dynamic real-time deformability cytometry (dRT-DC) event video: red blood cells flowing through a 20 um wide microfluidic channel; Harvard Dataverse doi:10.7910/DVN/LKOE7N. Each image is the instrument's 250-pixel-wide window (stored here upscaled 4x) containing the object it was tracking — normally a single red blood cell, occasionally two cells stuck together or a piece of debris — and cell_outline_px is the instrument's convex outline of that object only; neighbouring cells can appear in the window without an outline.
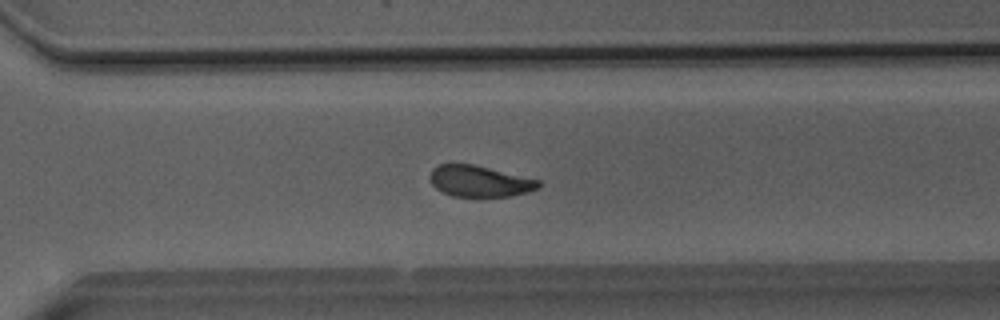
{"species": "Egyptian fruit bat (a non-hibernating species)", "species_latin": "Rousettus aegyptiacus", "temperature_condition": "room temperature", "stored_images_in_passage": 36, "camera_frame_rate_fps": 3000, "um_per_image_px": 0.085, "animal": {"sex": "male"}, "frame": {"image": 1, "passage_image": 21, "time_ms": 6.667, "image_size_px": [1000, 320], "cell_outline_px": [[540, 188], [528, 192], [512, 196], [480, 200], [476, 200], [452, 196], [440, 192], [432, 184], [428, 176], [432, 168], [440, 164], [472, 164], [540, 180]], "centroid_in_image_um": [40.74, 15.47], "position_along_channel_um": 329.9, "area_um2": 20.69}}
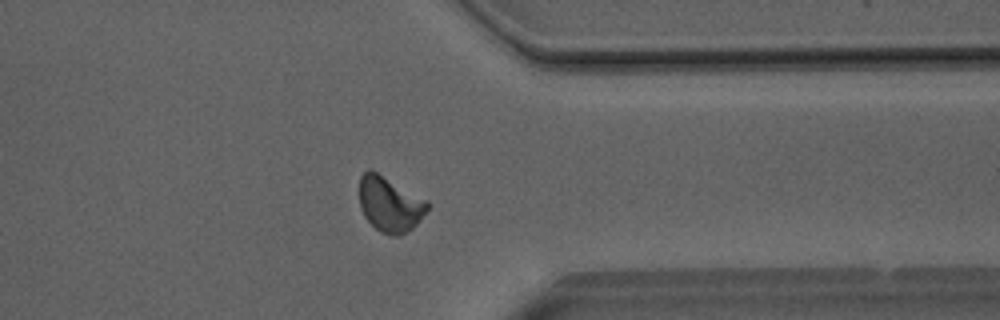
{"frame": {"image": 2, "passage_image": 25, "time_ms": 8.0, "image_size_px": [1000, 320], "cell_outline_px": [[428, 208], [416, 224], [412, 228], [396, 236], [392, 236], [380, 232], [364, 216], [360, 208], [360, 176], [368, 168], [376, 172], [428, 200]], "centroid_in_image_um": [33.12, 17.35], "position_along_channel_um": 378.3, "area_um2": 21.56}}
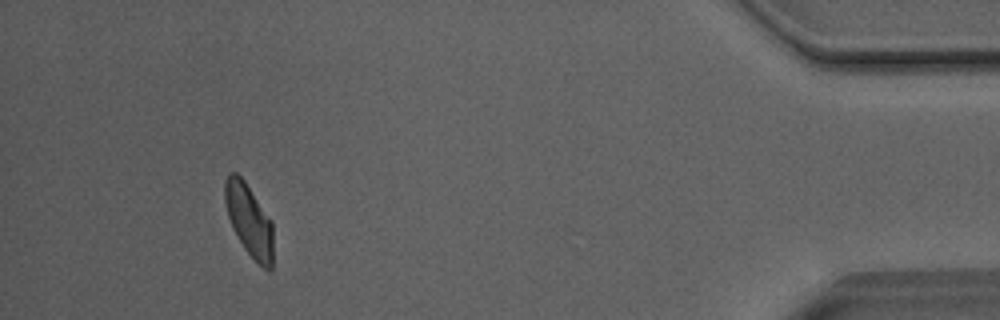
{"frame": {"image": 3, "passage_image": 32, "time_ms": 10.333, "image_size_px": [1000, 320], "cell_outline_px": [[272, 268], [268, 272], [244, 248], [232, 228], [228, 216], [224, 200], [224, 180], [228, 172], [236, 172], [244, 180], [272, 220]], "centroid_in_image_um": [21.15, 18.67], "position_along_channel_um": 414.0, "area_um2": 20.29}, "authors_computed_cell_mechanics": {"area_um2": 20.8947, "velocity_mm_per_s": 4.0331, "shape_relaxation_time_tau1_ms": 4.5409, "shape_relaxation_time_tau2_ms": 2.5592, "deformation_change_tau1": 0.1233, "deformation_change_tau2": 0.079}}